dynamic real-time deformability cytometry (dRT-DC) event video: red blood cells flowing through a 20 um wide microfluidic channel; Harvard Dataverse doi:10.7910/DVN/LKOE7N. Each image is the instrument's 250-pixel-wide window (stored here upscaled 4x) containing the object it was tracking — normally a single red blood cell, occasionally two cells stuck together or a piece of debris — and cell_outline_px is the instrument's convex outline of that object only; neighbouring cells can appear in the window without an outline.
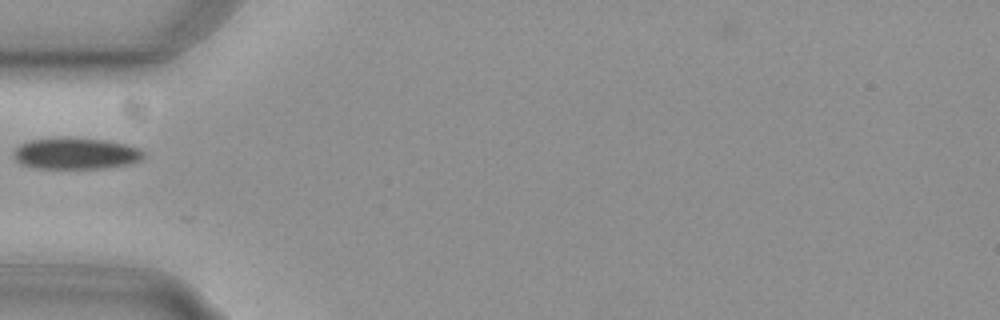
{"species": "common noctule bat (a hibernating species)", "species_latin": "Nyctalus noctula", "temperature_condition": "cold", "stored_images_in_passage": 22, "camera_frame_rate_fps": 3000, "um_per_image_px": 0.085, "animal": {"sex": "female", "body_mass_g": 29.2, "forearm_length_mm": 56.3}, "frame": {"image": 1, "passage_image": 1, "time_ms": 0.0, "image_size_px": [1000, 320], "cell_outline_px": [[144, 156], [140, 160], [124, 164], [104, 168], [36, 168], [20, 164], [12, 156], [12, 152], [20, 144], [28, 140], [60, 136], [64, 136], [104, 140], [124, 144], [140, 148], [144, 152]], "centroid_in_image_um": [6.37, 13.02], "position_along_channel_um": 78.6, "area_um2": 24.04}}